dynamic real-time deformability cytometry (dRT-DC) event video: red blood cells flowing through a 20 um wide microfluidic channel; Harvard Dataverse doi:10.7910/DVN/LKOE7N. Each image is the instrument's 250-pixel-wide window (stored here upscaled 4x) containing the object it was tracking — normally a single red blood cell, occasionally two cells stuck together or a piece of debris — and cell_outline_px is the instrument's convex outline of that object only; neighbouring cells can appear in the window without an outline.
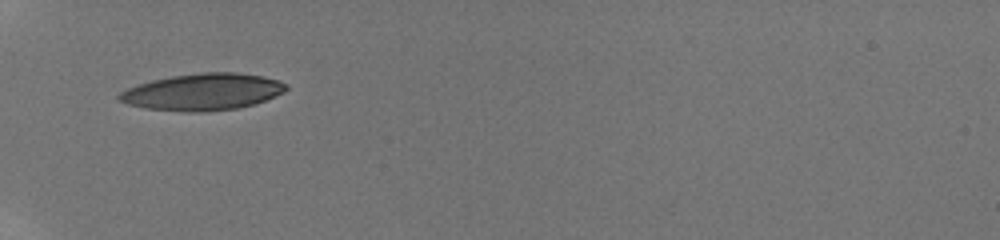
{"species": "human", "species_latin": "Homo sapiens", "temperature_condition": "room temperature", "stored_images_in_passage": 12, "camera_frame_rate_fps": 3000, "um_per_image_px": 0.085, "donor": {"sex": "male"}, "frame": {"image": 1, "passage_image": 1, "time_ms": 0.0, "image_size_px": [1000, 240], "cell_outline_px": [[288, 88], [284, 92], [264, 100], [252, 104], [236, 108], [204, 112], [188, 112], [144, 108], [128, 104], [120, 100], [116, 96], [120, 92], [128, 88], [152, 80], [172, 76], [200, 72], [236, 72], [264, 76], [288, 84]], "centroid_in_image_um": [17.23, 7.8], "position_along_channel_um": 67.8, "area_um2": 35.6}}
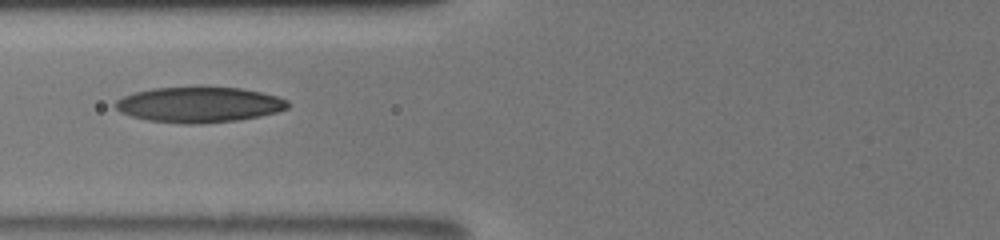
{"frame": {"image": 2, "passage_image": 7, "time_ms": 1.333, "image_size_px": [1000, 240], "cell_outline_px": [[288, 108], [276, 112], [260, 116], [240, 120], [200, 124], [180, 124], [148, 120], [132, 116], [120, 112], [112, 104], [116, 100], [124, 96], [136, 92], [152, 88], [200, 84], [240, 88], [260, 92], [276, 96], [288, 100]], "centroid_in_image_um": [16.9, 8.86], "position_along_channel_um": 108.9, "area_um2": 36.7}}
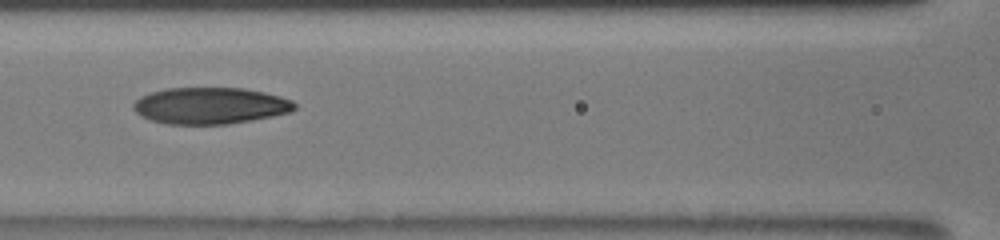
{"frame": {"image": 3, "passage_image": 11, "time_ms": 2.333, "image_size_px": [1000, 240], "cell_outline_px": [[296, 108], [288, 112], [272, 116], [252, 120], [228, 124], [164, 124], [140, 116], [132, 108], [132, 104], [140, 96], [164, 88], [244, 88], [264, 92], [280, 96], [292, 100], [296, 104]], "centroid_in_image_um": [17.84, 8.98], "position_along_channel_um": 148.8, "area_um2": 34.45}}